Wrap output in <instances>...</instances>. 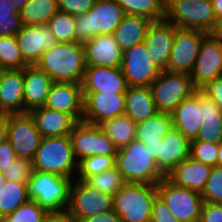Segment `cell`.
<instances>
[{
	"mask_svg": "<svg viewBox=\"0 0 222 222\" xmlns=\"http://www.w3.org/2000/svg\"><path fill=\"white\" fill-rule=\"evenodd\" d=\"M126 15L145 17L152 22L166 17V0H115Z\"/></svg>",
	"mask_w": 222,
	"mask_h": 222,
	"instance_id": "33",
	"label": "cell"
},
{
	"mask_svg": "<svg viewBox=\"0 0 222 222\" xmlns=\"http://www.w3.org/2000/svg\"><path fill=\"white\" fill-rule=\"evenodd\" d=\"M121 70L129 86L146 87H150L161 72L149 58L144 42L123 51Z\"/></svg>",
	"mask_w": 222,
	"mask_h": 222,
	"instance_id": "14",
	"label": "cell"
},
{
	"mask_svg": "<svg viewBox=\"0 0 222 222\" xmlns=\"http://www.w3.org/2000/svg\"><path fill=\"white\" fill-rule=\"evenodd\" d=\"M190 156L211 167L217 166L218 144L204 141H191Z\"/></svg>",
	"mask_w": 222,
	"mask_h": 222,
	"instance_id": "43",
	"label": "cell"
},
{
	"mask_svg": "<svg viewBox=\"0 0 222 222\" xmlns=\"http://www.w3.org/2000/svg\"><path fill=\"white\" fill-rule=\"evenodd\" d=\"M199 222H222V204L203 202Z\"/></svg>",
	"mask_w": 222,
	"mask_h": 222,
	"instance_id": "47",
	"label": "cell"
},
{
	"mask_svg": "<svg viewBox=\"0 0 222 222\" xmlns=\"http://www.w3.org/2000/svg\"><path fill=\"white\" fill-rule=\"evenodd\" d=\"M144 145H145L146 149H148L149 152L152 154V156L155 159L157 166H158V155H159L160 142L144 143Z\"/></svg>",
	"mask_w": 222,
	"mask_h": 222,
	"instance_id": "54",
	"label": "cell"
},
{
	"mask_svg": "<svg viewBox=\"0 0 222 222\" xmlns=\"http://www.w3.org/2000/svg\"><path fill=\"white\" fill-rule=\"evenodd\" d=\"M125 15L115 0H96L86 14L75 16L76 42L84 44L96 35L113 34Z\"/></svg>",
	"mask_w": 222,
	"mask_h": 222,
	"instance_id": "4",
	"label": "cell"
},
{
	"mask_svg": "<svg viewBox=\"0 0 222 222\" xmlns=\"http://www.w3.org/2000/svg\"><path fill=\"white\" fill-rule=\"evenodd\" d=\"M165 19L181 29L211 33L217 17L211 0H166Z\"/></svg>",
	"mask_w": 222,
	"mask_h": 222,
	"instance_id": "7",
	"label": "cell"
},
{
	"mask_svg": "<svg viewBox=\"0 0 222 222\" xmlns=\"http://www.w3.org/2000/svg\"><path fill=\"white\" fill-rule=\"evenodd\" d=\"M48 213L36 201L29 200L5 218L8 222H42Z\"/></svg>",
	"mask_w": 222,
	"mask_h": 222,
	"instance_id": "40",
	"label": "cell"
},
{
	"mask_svg": "<svg viewBox=\"0 0 222 222\" xmlns=\"http://www.w3.org/2000/svg\"><path fill=\"white\" fill-rule=\"evenodd\" d=\"M44 106L70 114L78 122L82 121L83 94L81 84L54 82Z\"/></svg>",
	"mask_w": 222,
	"mask_h": 222,
	"instance_id": "20",
	"label": "cell"
},
{
	"mask_svg": "<svg viewBox=\"0 0 222 222\" xmlns=\"http://www.w3.org/2000/svg\"><path fill=\"white\" fill-rule=\"evenodd\" d=\"M42 138L29 112L10 115L7 139L17 158L32 161Z\"/></svg>",
	"mask_w": 222,
	"mask_h": 222,
	"instance_id": "13",
	"label": "cell"
},
{
	"mask_svg": "<svg viewBox=\"0 0 222 222\" xmlns=\"http://www.w3.org/2000/svg\"><path fill=\"white\" fill-rule=\"evenodd\" d=\"M157 185L127 183L113 196V210L122 222H150Z\"/></svg>",
	"mask_w": 222,
	"mask_h": 222,
	"instance_id": "5",
	"label": "cell"
},
{
	"mask_svg": "<svg viewBox=\"0 0 222 222\" xmlns=\"http://www.w3.org/2000/svg\"><path fill=\"white\" fill-rule=\"evenodd\" d=\"M34 172L31 160L16 158L11 165L3 172L7 181L28 183Z\"/></svg>",
	"mask_w": 222,
	"mask_h": 222,
	"instance_id": "44",
	"label": "cell"
},
{
	"mask_svg": "<svg viewBox=\"0 0 222 222\" xmlns=\"http://www.w3.org/2000/svg\"><path fill=\"white\" fill-rule=\"evenodd\" d=\"M191 141L172 128L160 142L158 169L166 176L177 164L190 156Z\"/></svg>",
	"mask_w": 222,
	"mask_h": 222,
	"instance_id": "24",
	"label": "cell"
},
{
	"mask_svg": "<svg viewBox=\"0 0 222 222\" xmlns=\"http://www.w3.org/2000/svg\"><path fill=\"white\" fill-rule=\"evenodd\" d=\"M211 34L222 43V17L217 18L215 28Z\"/></svg>",
	"mask_w": 222,
	"mask_h": 222,
	"instance_id": "55",
	"label": "cell"
},
{
	"mask_svg": "<svg viewBox=\"0 0 222 222\" xmlns=\"http://www.w3.org/2000/svg\"><path fill=\"white\" fill-rule=\"evenodd\" d=\"M150 222H179L165 202L158 196L154 198Z\"/></svg>",
	"mask_w": 222,
	"mask_h": 222,
	"instance_id": "46",
	"label": "cell"
},
{
	"mask_svg": "<svg viewBox=\"0 0 222 222\" xmlns=\"http://www.w3.org/2000/svg\"><path fill=\"white\" fill-rule=\"evenodd\" d=\"M96 0H58V9L70 15L86 14Z\"/></svg>",
	"mask_w": 222,
	"mask_h": 222,
	"instance_id": "45",
	"label": "cell"
},
{
	"mask_svg": "<svg viewBox=\"0 0 222 222\" xmlns=\"http://www.w3.org/2000/svg\"><path fill=\"white\" fill-rule=\"evenodd\" d=\"M201 90L208 95L222 110V76L215 78Z\"/></svg>",
	"mask_w": 222,
	"mask_h": 222,
	"instance_id": "49",
	"label": "cell"
},
{
	"mask_svg": "<svg viewBox=\"0 0 222 222\" xmlns=\"http://www.w3.org/2000/svg\"><path fill=\"white\" fill-rule=\"evenodd\" d=\"M0 222H8L5 217H0Z\"/></svg>",
	"mask_w": 222,
	"mask_h": 222,
	"instance_id": "60",
	"label": "cell"
},
{
	"mask_svg": "<svg viewBox=\"0 0 222 222\" xmlns=\"http://www.w3.org/2000/svg\"><path fill=\"white\" fill-rule=\"evenodd\" d=\"M212 167L205 165L191 156L177 164L166 178L174 185L202 193Z\"/></svg>",
	"mask_w": 222,
	"mask_h": 222,
	"instance_id": "23",
	"label": "cell"
},
{
	"mask_svg": "<svg viewBox=\"0 0 222 222\" xmlns=\"http://www.w3.org/2000/svg\"><path fill=\"white\" fill-rule=\"evenodd\" d=\"M99 126L118 149L135 140L137 124L126 114L106 120Z\"/></svg>",
	"mask_w": 222,
	"mask_h": 222,
	"instance_id": "32",
	"label": "cell"
},
{
	"mask_svg": "<svg viewBox=\"0 0 222 222\" xmlns=\"http://www.w3.org/2000/svg\"><path fill=\"white\" fill-rule=\"evenodd\" d=\"M29 0H12L13 6L19 11Z\"/></svg>",
	"mask_w": 222,
	"mask_h": 222,
	"instance_id": "57",
	"label": "cell"
},
{
	"mask_svg": "<svg viewBox=\"0 0 222 222\" xmlns=\"http://www.w3.org/2000/svg\"><path fill=\"white\" fill-rule=\"evenodd\" d=\"M173 128L194 140L202 125L201 106L198 104V90L183 100L171 113Z\"/></svg>",
	"mask_w": 222,
	"mask_h": 222,
	"instance_id": "27",
	"label": "cell"
},
{
	"mask_svg": "<svg viewBox=\"0 0 222 222\" xmlns=\"http://www.w3.org/2000/svg\"><path fill=\"white\" fill-rule=\"evenodd\" d=\"M204 202L222 204V166H214L203 189Z\"/></svg>",
	"mask_w": 222,
	"mask_h": 222,
	"instance_id": "42",
	"label": "cell"
},
{
	"mask_svg": "<svg viewBox=\"0 0 222 222\" xmlns=\"http://www.w3.org/2000/svg\"><path fill=\"white\" fill-rule=\"evenodd\" d=\"M128 87L121 67H86L81 82L82 92L125 93Z\"/></svg>",
	"mask_w": 222,
	"mask_h": 222,
	"instance_id": "21",
	"label": "cell"
},
{
	"mask_svg": "<svg viewBox=\"0 0 222 222\" xmlns=\"http://www.w3.org/2000/svg\"><path fill=\"white\" fill-rule=\"evenodd\" d=\"M16 158L14 149L9 140L6 139L0 144V171L4 172Z\"/></svg>",
	"mask_w": 222,
	"mask_h": 222,
	"instance_id": "50",
	"label": "cell"
},
{
	"mask_svg": "<svg viewBox=\"0 0 222 222\" xmlns=\"http://www.w3.org/2000/svg\"><path fill=\"white\" fill-rule=\"evenodd\" d=\"M158 113L152 91L146 86H129L125 92V114L136 124Z\"/></svg>",
	"mask_w": 222,
	"mask_h": 222,
	"instance_id": "28",
	"label": "cell"
},
{
	"mask_svg": "<svg viewBox=\"0 0 222 222\" xmlns=\"http://www.w3.org/2000/svg\"><path fill=\"white\" fill-rule=\"evenodd\" d=\"M24 113L45 105L54 81L36 65L23 68Z\"/></svg>",
	"mask_w": 222,
	"mask_h": 222,
	"instance_id": "22",
	"label": "cell"
},
{
	"mask_svg": "<svg viewBox=\"0 0 222 222\" xmlns=\"http://www.w3.org/2000/svg\"><path fill=\"white\" fill-rule=\"evenodd\" d=\"M15 37L27 65H35L46 50L58 43L48 25H23Z\"/></svg>",
	"mask_w": 222,
	"mask_h": 222,
	"instance_id": "18",
	"label": "cell"
},
{
	"mask_svg": "<svg viewBox=\"0 0 222 222\" xmlns=\"http://www.w3.org/2000/svg\"><path fill=\"white\" fill-rule=\"evenodd\" d=\"M42 222H76L67 212H50Z\"/></svg>",
	"mask_w": 222,
	"mask_h": 222,
	"instance_id": "52",
	"label": "cell"
},
{
	"mask_svg": "<svg viewBox=\"0 0 222 222\" xmlns=\"http://www.w3.org/2000/svg\"><path fill=\"white\" fill-rule=\"evenodd\" d=\"M111 210H113L112 195L92 188L85 181L76 178L72 180L69 205L66 212L76 222Z\"/></svg>",
	"mask_w": 222,
	"mask_h": 222,
	"instance_id": "9",
	"label": "cell"
},
{
	"mask_svg": "<svg viewBox=\"0 0 222 222\" xmlns=\"http://www.w3.org/2000/svg\"><path fill=\"white\" fill-rule=\"evenodd\" d=\"M15 36L0 37V67L2 70L26 67Z\"/></svg>",
	"mask_w": 222,
	"mask_h": 222,
	"instance_id": "37",
	"label": "cell"
},
{
	"mask_svg": "<svg viewBox=\"0 0 222 222\" xmlns=\"http://www.w3.org/2000/svg\"><path fill=\"white\" fill-rule=\"evenodd\" d=\"M151 23L152 21L145 17L125 15L113 33L119 47L124 51L144 42Z\"/></svg>",
	"mask_w": 222,
	"mask_h": 222,
	"instance_id": "29",
	"label": "cell"
},
{
	"mask_svg": "<svg viewBox=\"0 0 222 222\" xmlns=\"http://www.w3.org/2000/svg\"><path fill=\"white\" fill-rule=\"evenodd\" d=\"M222 76V43L207 33L200 43L194 68L190 73L196 90H201L215 78Z\"/></svg>",
	"mask_w": 222,
	"mask_h": 222,
	"instance_id": "12",
	"label": "cell"
},
{
	"mask_svg": "<svg viewBox=\"0 0 222 222\" xmlns=\"http://www.w3.org/2000/svg\"><path fill=\"white\" fill-rule=\"evenodd\" d=\"M177 29L166 19L152 22L147 29L144 43L148 56L161 71L167 70Z\"/></svg>",
	"mask_w": 222,
	"mask_h": 222,
	"instance_id": "17",
	"label": "cell"
},
{
	"mask_svg": "<svg viewBox=\"0 0 222 222\" xmlns=\"http://www.w3.org/2000/svg\"><path fill=\"white\" fill-rule=\"evenodd\" d=\"M73 179L34 170L28 185L30 200L50 212H66Z\"/></svg>",
	"mask_w": 222,
	"mask_h": 222,
	"instance_id": "6",
	"label": "cell"
},
{
	"mask_svg": "<svg viewBox=\"0 0 222 222\" xmlns=\"http://www.w3.org/2000/svg\"><path fill=\"white\" fill-rule=\"evenodd\" d=\"M82 121L100 125L106 120L125 114V93L82 92Z\"/></svg>",
	"mask_w": 222,
	"mask_h": 222,
	"instance_id": "16",
	"label": "cell"
},
{
	"mask_svg": "<svg viewBox=\"0 0 222 222\" xmlns=\"http://www.w3.org/2000/svg\"><path fill=\"white\" fill-rule=\"evenodd\" d=\"M29 200L26 183L6 180L0 188V217H6Z\"/></svg>",
	"mask_w": 222,
	"mask_h": 222,
	"instance_id": "34",
	"label": "cell"
},
{
	"mask_svg": "<svg viewBox=\"0 0 222 222\" xmlns=\"http://www.w3.org/2000/svg\"><path fill=\"white\" fill-rule=\"evenodd\" d=\"M23 69L0 72V110L10 114L24 113Z\"/></svg>",
	"mask_w": 222,
	"mask_h": 222,
	"instance_id": "25",
	"label": "cell"
},
{
	"mask_svg": "<svg viewBox=\"0 0 222 222\" xmlns=\"http://www.w3.org/2000/svg\"><path fill=\"white\" fill-rule=\"evenodd\" d=\"M197 137L191 141H204L219 144L222 141V112L217 116L202 118Z\"/></svg>",
	"mask_w": 222,
	"mask_h": 222,
	"instance_id": "41",
	"label": "cell"
},
{
	"mask_svg": "<svg viewBox=\"0 0 222 222\" xmlns=\"http://www.w3.org/2000/svg\"><path fill=\"white\" fill-rule=\"evenodd\" d=\"M198 104L201 106L202 118L217 116L222 112L220 107L202 90H198Z\"/></svg>",
	"mask_w": 222,
	"mask_h": 222,
	"instance_id": "48",
	"label": "cell"
},
{
	"mask_svg": "<svg viewBox=\"0 0 222 222\" xmlns=\"http://www.w3.org/2000/svg\"><path fill=\"white\" fill-rule=\"evenodd\" d=\"M47 25L58 43L76 42L75 16L58 10Z\"/></svg>",
	"mask_w": 222,
	"mask_h": 222,
	"instance_id": "36",
	"label": "cell"
},
{
	"mask_svg": "<svg viewBox=\"0 0 222 222\" xmlns=\"http://www.w3.org/2000/svg\"><path fill=\"white\" fill-rule=\"evenodd\" d=\"M157 195L179 222H199L204 202L201 193L178 187L165 177L157 184Z\"/></svg>",
	"mask_w": 222,
	"mask_h": 222,
	"instance_id": "10",
	"label": "cell"
},
{
	"mask_svg": "<svg viewBox=\"0 0 222 222\" xmlns=\"http://www.w3.org/2000/svg\"><path fill=\"white\" fill-rule=\"evenodd\" d=\"M10 113L0 110V144L7 139Z\"/></svg>",
	"mask_w": 222,
	"mask_h": 222,
	"instance_id": "53",
	"label": "cell"
},
{
	"mask_svg": "<svg viewBox=\"0 0 222 222\" xmlns=\"http://www.w3.org/2000/svg\"><path fill=\"white\" fill-rule=\"evenodd\" d=\"M153 99L160 113L171 114L183 100L189 98L195 88L191 77L184 73L161 71L157 79L150 85Z\"/></svg>",
	"mask_w": 222,
	"mask_h": 222,
	"instance_id": "8",
	"label": "cell"
},
{
	"mask_svg": "<svg viewBox=\"0 0 222 222\" xmlns=\"http://www.w3.org/2000/svg\"><path fill=\"white\" fill-rule=\"evenodd\" d=\"M32 163L34 170L71 179L78 171L69 135L43 137Z\"/></svg>",
	"mask_w": 222,
	"mask_h": 222,
	"instance_id": "3",
	"label": "cell"
},
{
	"mask_svg": "<svg viewBox=\"0 0 222 222\" xmlns=\"http://www.w3.org/2000/svg\"><path fill=\"white\" fill-rule=\"evenodd\" d=\"M115 166L127 183L157 185L166 177L144 143L137 140L118 149Z\"/></svg>",
	"mask_w": 222,
	"mask_h": 222,
	"instance_id": "2",
	"label": "cell"
},
{
	"mask_svg": "<svg viewBox=\"0 0 222 222\" xmlns=\"http://www.w3.org/2000/svg\"><path fill=\"white\" fill-rule=\"evenodd\" d=\"M173 128L169 113H156L137 124L135 140L142 143L162 142L164 136Z\"/></svg>",
	"mask_w": 222,
	"mask_h": 222,
	"instance_id": "30",
	"label": "cell"
},
{
	"mask_svg": "<svg viewBox=\"0 0 222 222\" xmlns=\"http://www.w3.org/2000/svg\"><path fill=\"white\" fill-rule=\"evenodd\" d=\"M116 156L96 155L78 163L77 179L86 181L89 177L109 170L115 166Z\"/></svg>",
	"mask_w": 222,
	"mask_h": 222,
	"instance_id": "38",
	"label": "cell"
},
{
	"mask_svg": "<svg viewBox=\"0 0 222 222\" xmlns=\"http://www.w3.org/2000/svg\"><path fill=\"white\" fill-rule=\"evenodd\" d=\"M217 166H222V141L218 144Z\"/></svg>",
	"mask_w": 222,
	"mask_h": 222,
	"instance_id": "58",
	"label": "cell"
},
{
	"mask_svg": "<svg viewBox=\"0 0 222 222\" xmlns=\"http://www.w3.org/2000/svg\"><path fill=\"white\" fill-rule=\"evenodd\" d=\"M58 10V0H29L19 13L24 26H39L47 25Z\"/></svg>",
	"mask_w": 222,
	"mask_h": 222,
	"instance_id": "31",
	"label": "cell"
},
{
	"mask_svg": "<svg viewBox=\"0 0 222 222\" xmlns=\"http://www.w3.org/2000/svg\"><path fill=\"white\" fill-rule=\"evenodd\" d=\"M83 46L86 67H121L123 50L113 34L96 35Z\"/></svg>",
	"mask_w": 222,
	"mask_h": 222,
	"instance_id": "19",
	"label": "cell"
},
{
	"mask_svg": "<svg viewBox=\"0 0 222 222\" xmlns=\"http://www.w3.org/2000/svg\"><path fill=\"white\" fill-rule=\"evenodd\" d=\"M6 183V178L3 172L0 171V188Z\"/></svg>",
	"mask_w": 222,
	"mask_h": 222,
	"instance_id": "59",
	"label": "cell"
},
{
	"mask_svg": "<svg viewBox=\"0 0 222 222\" xmlns=\"http://www.w3.org/2000/svg\"><path fill=\"white\" fill-rule=\"evenodd\" d=\"M217 18L222 17V0H211Z\"/></svg>",
	"mask_w": 222,
	"mask_h": 222,
	"instance_id": "56",
	"label": "cell"
},
{
	"mask_svg": "<svg viewBox=\"0 0 222 222\" xmlns=\"http://www.w3.org/2000/svg\"><path fill=\"white\" fill-rule=\"evenodd\" d=\"M22 26L20 13L12 0H0V37L16 36Z\"/></svg>",
	"mask_w": 222,
	"mask_h": 222,
	"instance_id": "39",
	"label": "cell"
},
{
	"mask_svg": "<svg viewBox=\"0 0 222 222\" xmlns=\"http://www.w3.org/2000/svg\"><path fill=\"white\" fill-rule=\"evenodd\" d=\"M73 153L77 163L96 156H116L118 148L99 125L78 122L70 133Z\"/></svg>",
	"mask_w": 222,
	"mask_h": 222,
	"instance_id": "11",
	"label": "cell"
},
{
	"mask_svg": "<svg viewBox=\"0 0 222 222\" xmlns=\"http://www.w3.org/2000/svg\"><path fill=\"white\" fill-rule=\"evenodd\" d=\"M92 188L114 196L127 182L119 169L113 168L89 177L86 181Z\"/></svg>",
	"mask_w": 222,
	"mask_h": 222,
	"instance_id": "35",
	"label": "cell"
},
{
	"mask_svg": "<svg viewBox=\"0 0 222 222\" xmlns=\"http://www.w3.org/2000/svg\"><path fill=\"white\" fill-rule=\"evenodd\" d=\"M79 222H122L114 210L99 213L88 218H83Z\"/></svg>",
	"mask_w": 222,
	"mask_h": 222,
	"instance_id": "51",
	"label": "cell"
},
{
	"mask_svg": "<svg viewBox=\"0 0 222 222\" xmlns=\"http://www.w3.org/2000/svg\"><path fill=\"white\" fill-rule=\"evenodd\" d=\"M206 34L201 30L178 28L175 31L174 43L166 71L190 75L199 53L200 43Z\"/></svg>",
	"mask_w": 222,
	"mask_h": 222,
	"instance_id": "15",
	"label": "cell"
},
{
	"mask_svg": "<svg viewBox=\"0 0 222 222\" xmlns=\"http://www.w3.org/2000/svg\"><path fill=\"white\" fill-rule=\"evenodd\" d=\"M42 137L70 135L78 121L70 114L42 106L29 112Z\"/></svg>",
	"mask_w": 222,
	"mask_h": 222,
	"instance_id": "26",
	"label": "cell"
},
{
	"mask_svg": "<svg viewBox=\"0 0 222 222\" xmlns=\"http://www.w3.org/2000/svg\"><path fill=\"white\" fill-rule=\"evenodd\" d=\"M54 82L81 84L86 70L82 43H57L46 50L35 64Z\"/></svg>",
	"mask_w": 222,
	"mask_h": 222,
	"instance_id": "1",
	"label": "cell"
}]
</instances>
